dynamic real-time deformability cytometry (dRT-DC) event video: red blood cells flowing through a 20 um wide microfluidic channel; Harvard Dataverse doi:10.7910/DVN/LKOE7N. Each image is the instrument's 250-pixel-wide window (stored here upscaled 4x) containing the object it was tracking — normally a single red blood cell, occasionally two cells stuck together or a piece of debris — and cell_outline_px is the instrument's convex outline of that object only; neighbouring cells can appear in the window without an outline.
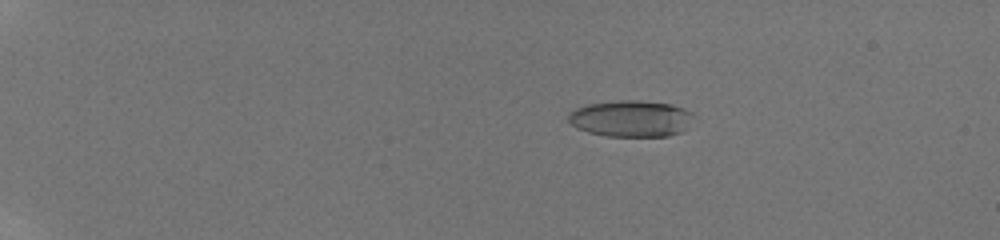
{"species": "human", "species_latin": "Homo sapiens", "temperature_condition": "room temperature", "stored_images_in_passage": 30, "camera_frame_rate_fps": 3000, "um_per_image_px": 0.085, "donor": {"sex": "male"}, "frame": {"image": 1, "passage_image": 12, "time_ms": 3.667, "image_size_px": [1000, 240], "cell_outline_px": [[696, 116], [688, 128], [680, 132], [668, 136], [604, 136], [588, 132], [576, 128], [568, 120], [568, 112], [576, 108], [588, 104], [620, 100], [640, 100], [672, 104], [684, 108], [692, 112]], "centroid_in_image_um": [53.67, 10.07], "position_along_channel_um": 31.3, "area_um2": 26.99}}
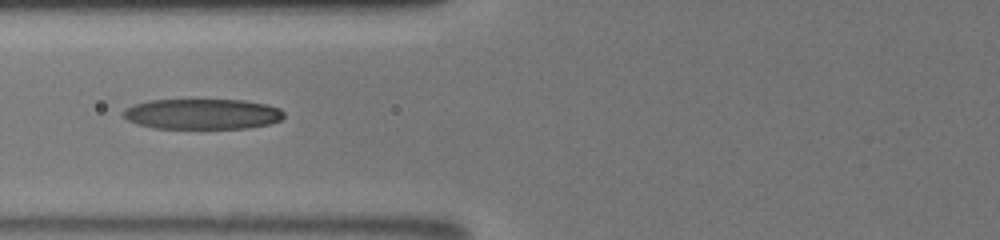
{"frame": {"image": 2, "passage_image": 26, "time_ms": 8.333, "image_size_px": [1000, 240], "cell_outline_px": [[284, 116], [280, 120], [272, 124], [248, 128], [156, 128], [136, 124], [120, 116], [120, 112], [124, 108], [148, 100], [244, 100], [268, 104], [280, 108], [284, 112]], "centroid_in_image_um": [17.19, 9.69], "position_along_channel_um": 108.6, "area_um2": 28.84}}
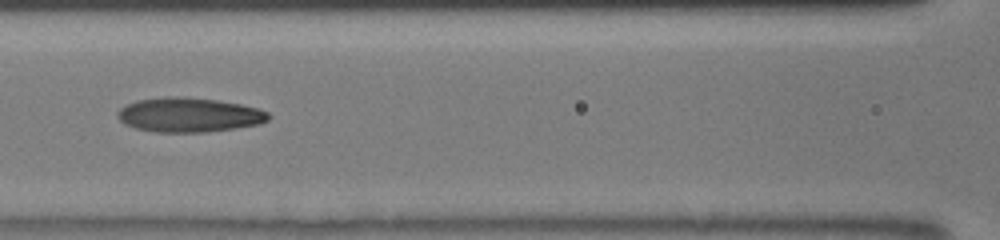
{"frame": {"image": 3, "passage_image": 28, "time_ms": 9.333, "image_size_px": [1000, 240], "cell_outline_px": [[272, 116], [268, 120], [260, 124], [208, 132], [156, 132], [136, 128], [124, 124], [116, 116], [116, 112], [124, 104], [136, 100], [164, 96], [184, 96], [216, 100], [240, 104], [260, 108], [268, 112]], "centroid_in_image_um": [16.05, 9.75], "position_along_channel_um": 150.6, "area_um2": 30.69}}